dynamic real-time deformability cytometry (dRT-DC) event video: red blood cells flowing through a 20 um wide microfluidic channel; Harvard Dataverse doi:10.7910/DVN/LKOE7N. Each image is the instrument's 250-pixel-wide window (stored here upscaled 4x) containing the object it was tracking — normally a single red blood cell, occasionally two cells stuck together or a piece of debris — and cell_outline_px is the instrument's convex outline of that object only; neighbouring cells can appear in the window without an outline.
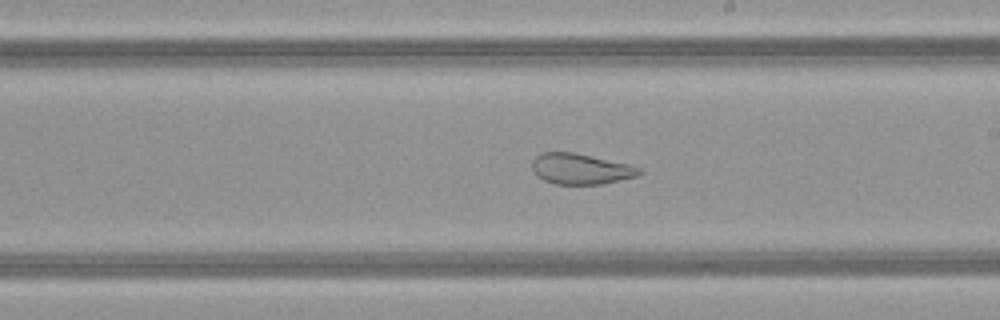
{"species": "common noctule bat (a hibernating species)", "species_latin": "Nyctalus noctula", "temperature_condition": "warm", "stored_images_in_passage": 46, "camera_frame_rate_fps": 3000, "um_per_image_px": 0.085, "animal": {"sex": "female", "body_mass_g": 21.9}, "frame": {"image": 1, "passage_image": 24, "time_ms": 7.667, "image_size_px": [1000, 320], "cell_outline_px": [[644, 172], [636, 176], [600, 184], [556, 184], [544, 180], [536, 176], [532, 168], [532, 160], [540, 152], [572, 152], [628, 164], [640, 168]], "centroid_in_image_um": [49.31, 14.35], "position_along_channel_um": 239.7, "area_um2": 19.02}}
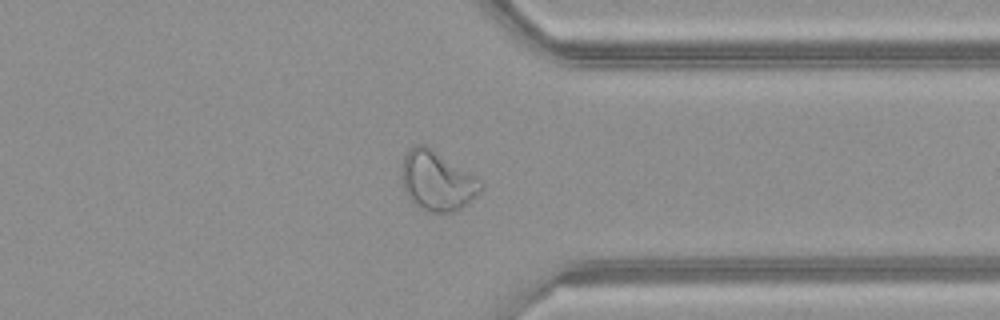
{"frame": {"image": 2, "passage_image": 34, "time_ms": 11.0, "image_size_px": [1000, 320], "cell_outline_px": [[484, 188], [468, 204], [452, 212], [428, 212], [420, 208], [408, 196], [400, 180], [400, 168], [404, 156], [408, 148], [412, 144], [428, 144], [484, 184]], "centroid_in_image_um": [37.1, 15.34], "position_along_channel_um": 374.3, "area_um2": 27.69}}
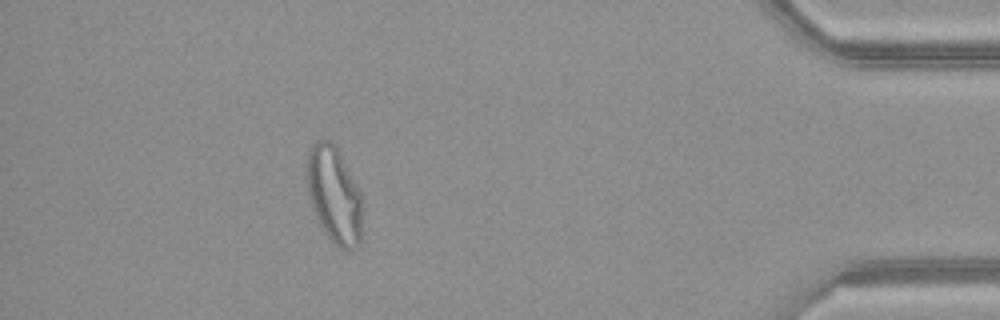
{"frame": {"image": 3, "passage_image": 40, "time_ms": 13.0, "image_size_px": [1000, 320], "cell_outline_px": [[360, 244], [356, 248], [348, 252], [340, 248], [328, 236], [320, 224], [312, 208], [308, 196], [304, 164], [308, 152], [312, 144], [316, 140], [328, 140], [336, 148], [356, 184], [360, 192]], "centroid_in_image_um": [28.34, 16.56], "position_along_channel_um": 406.9, "area_um2": 30.98}}